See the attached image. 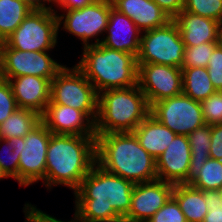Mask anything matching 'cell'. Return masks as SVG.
Returning <instances> with one entry per match:
<instances>
[{
    "mask_svg": "<svg viewBox=\"0 0 222 222\" xmlns=\"http://www.w3.org/2000/svg\"><path fill=\"white\" fill-rule=\"evenodd\" d=\"M134 185L95 164L73 193L74 214L83 222H123Z\"/></svg>",
    "mask_w": 222,
    "mask_h": 222,
    "instance_id": "6da1fadb",
    "label": "cell"
},
{
    "mask_svg": "<svg viewBox=\"0 0 222 222\" xmlns=\"http://www.w3.org/2000/svg\"><path fill=\"white\" fill-rule=\"evenodd\" d=\"M46 155L47 190L62 185L74 193L96 164V136L51 133Z\"/></svg>",
    "mask_w": 222,
    "mask_h": 222,
    "instance_id": "7a4b0ae2",
    "label": "cell"
},
{
    "mask_svg": "<svg viewBox=\"0 0 222 222\" xmlns=\"http://www.w3.org/2000/svg\"><path fill=\"white\" fill-rule=\"evenodd\" d=\"M96 164L134 184L157 179L156 159L133 132L96 134Z\"/></svg>",
    "mask_w": 222,
    "mask_h": 222,
    "instance_id": "3957f363",
    "label": "cell"
},
{
    "mask_svg": "<svg viewBox=\"0 0 222 222\" xmlns=\"http://www.w3.org/2000/svg\"><path fill=\"white\" fill-rule=\"evenodd\" d=\"M81 60L75 64L98 92L138 84L137 58L130 53L101 45L82 47Z\"/></svg>",
    "mask_w": 222,
    "mask_h": 222,
    "instance_id": "277c9868",
    "label": "cell"
},
{
    "mask_svg": "<svg viewBox=\"0 0 222 222\" xmlns=\"http://www.w3.org/2000/svg\"><path fill=\"white\" fill-rule=\"evenodd\" d=\"M150 114V106L139 85L99 93L96 134L133 132Z\"/></svg>",
    "mask_w": 222,
    "mask_h": 222,
    "instance_id": "5b68a950",
    "label": "cell"
},
{
    "mask_svg": "<svg viewBox=\"0 0 222 222\" xmlns=\"http://www.w3.org/2000/svg\"><path fill=\"white\" fill-rule=\"evenodd\" d=\"M99 94L76 66L64 65L51 81L50 102L84 112L94 123L98 116Z\"/></svg>",
    "mask_w": 222,
    "mask_h": 222,
    "instance_id": "8992f818",
    "label": "cell"
},
{
    "mask_svg": "<svg viewBox=\"0 0 222 222\" xmlns=\"http://www.w3.org/2000/svg\"><path fill=\"white\" fill-rule=\"evenodd\" d=\"M58 16L51 8H35L3 42L21 51H52L58 43Z\"/></svg>",
    "mask_w": 222,
    "mask_h": 222,
    "instance_id": "52a82bcc",
    "label": "cell"
},
{
    "mask_svg": "<svg viewBox=\"0 0 222 222\" xmlns=\"http://www.w3.org/2000/svg\"><path fill=\"white\" fill-rule=\"evenodd\" d=\"M51 132L41 122L25 137L7 139L20 154L18 166V185L27 187L42 181L45 186L46 153Z\"/></svg>",
    "mask_w": 222,
    "mask_h": 222,
    "instance_id": "ba28073f",
    "label": "cell"
},
{
    "mask_svg": "<svg viewBox=\"0 0 222 222\" xmlns=\"http://www.w3.org/2000/svg\"><path fill=\"white\" fill-rule=\"evenodd\" d=\"M185 45L177 23L171 19L164 26L142 32L137 63L182 67Z\"/></svg>",
    "mask_w": 222,
    "mask_h": 222,
    "instance_id": "9c48e42d",
    "label": "cell"
},
{
    "mask_svg": "<svg viewBox=\"0 0 222 222\" xmlns=\"http://www.w3.org/2000/svg\"><path fill=\"white\" fill-rule=\"evenodd\" d=\"M112 7L111 0H96L80 9L62 10V14L54 11L58 16V28L77 37L85 47L101 43L99 36L104 37ZM93 38L95 42H92Z\"/></svg>",
    "mask_w": 222,
    "mask_h": 222,
    "instance_id": "30bf717a",
    "label": "cell"
},
{
    "mask_svg": "<svg viewBox=\"0 0 222 222\" xmlns=\"http://www.w3.org/2000/svg\"><path fill=\"white\" fill-rule=\"evenodd\" d=\"M48 52L21 51L0 42V77L9 80L34 75L52 80L64 64H59Z\"/></svg>",
    "mask_w": 222,
    "mask_h": 222,
    "instance_id": "8fae6325",
    "label": "cell"
},
{
    "mask_svg": "<svg viewBox=\"0 0 222 222\" xmlns=\"http://www.w3.org/2000/svg\"><path fill=\"white\" fill-rule=\"evenodd\" d=\"M150 115L178 135H188L205 125L202 106L183 93L153 103Z\"/></svg>",
    "mask_w": 222,
    "mask_h": 222,
    "instance_id": "7c38bea8",
    "label": "cell"
},
{
    "mask_svg": "<svg viewBox=\"0 0 222 222\" xmlns=\"http://www.w3.org/2000/svg\"><path fill=\"white\" fill-rule=\"evenodd\" d=\"M138 64V85L149 106L182 94V70L153 63Z\"/></svg>",
    "mask_w": 222,
    "mask_h": 222,
    "instance_id": "4fadbf2b",
    "label": "cell"
},
{
    "mask_svg": "<svg viewBox=\"0 0 222 222\" xmlns=\"http://www.w3.org/2000/svg\"><path fill=\"white\" fill-rule=\"evenodd\" d=\"M173 188V184L159 179L136 183L131 206L123 222H147L170 199Z\"/></svg>",
    "mask_w": 222,
    "mask_h": 222,
    "instance_id": "5bb4252c",
    "label": "cell"
},
{
    "mask_svg": "<svg viewBox=\"0 0 222 222\" xmlns=\"http://www.w3.org/2000/svg\"><path fill=\"white\" fill-rule=\"evenodd\" d=\"M190 161L188 137L176 134L166 150L156 159L157 179L173 185L187 184Z\"/></svg>",
    "mask_w": 222,
    "mask_h": 222,
    "instance_id": "9a60e30c",
    "label": "cell"
},
{
    "mask_svg": "<svg viewBox=\"0 0 222 222\" xmlns=\"http://www.w3.org/2000/svg\"><path fill=\"white\" fill-rule=\"evenodd\" d=\"M41 122L53 134L96 136L95 123L81 110L66 105L47 104Z\"/></svg>",
    "mask_w": 222,
    "mask_h": 222,
    "instance_id": "2e32d148",
    "label": "cell"
},
{
    "mask_svg": "<svg viewBox=\"0 0 222 222\" xmlns=\"http://www.w3.org/2000/svg\"><path fill=\"white\" fill-rule=\"evenodd\" d=\"M105 33L101 45L137 57L142 32L132 19L112 7Z\"/></svg>",
    "mask_w": 222,
    "mask_h": 222,
    "instance_id": "e0dca14e",
    "label": "cell"
},
{
    "mask_svg": "<svg viewBox=\"0 0 222 222\" xmlns=\"http://www.w3.org/2000/svg\"><path fill=\"white\" fill-rule=\"evenodd\" d=\"M18 108L30 109L42 115L50 102L51 81L34 75L10 78Z\"/></svg>",
    "mask_w": 222,
    "mask_h": 222,
    "instance_id": "ac0fdd59",
    "label": "cell"
},
{
    "mask_svg": "<svg viewBox=\"0 0 222 222\" xmlns=\"http://www.w3.org/2000/svg\"><path fill=\"white\" fill-rule=\"evenodd\" d=\"M185 46L218 42L221 23L182 10L175 18Z\"/></svg>",
    "mask_w": 222,
    "mask_h": 222,
    "instance_id": "d6986e66",
    "label": "cell"
},
{
    "mask_svg": "<svg viewBox=\"0 0 222 222\" xmlns=\"http://www.w3.org/2000/svg\"><path fill=\"white\" fill-rule=\"evenodd\" d=\"M113 8L126 15L141 32L164 26L171 18L153 0H111Z\"/></svg>",
    "mask_w": 222,
    "mask_h": 222,
    "instance_id": "ffe728a7",
    "label": "cell"
},
{
    "mask_svg": "<svg viewBox=\"0 0 222 222\" xmlns=\"http://www.w3.org/2000/svg\"><path fill=\"white\" fill-rule=\"evenodd\" d=\"M139 144L155 159L168 147L176 134L148 115L133 131Z\"/></svg>",
    "mask_w": 222,
    "mask_h": 222,
    "instance_id": "44dd1931",
    "label": "cell"
},
{
    "mask_svg": "<svg viewBox=\"0 0 222 222\" xmlns=\"http://www.w3.org/2000/svg\"><path fill=\"white\" fill-rule=\"evenodd\" d=\"M172 196L178 202L187 222H203L208 213L202 190L189 184L174 185Z\"/></svg>",
    "mask_w": 222,
    "mask_h": 222,
    "instance_id": "7402d4cb",
    "label": "cell"
},
{
    "mask_svg": "<svg viewBox=\"0 0 222 222\" xmlns=\"http://www.w3.org/2000/svg\"><path fill=\"white\" fill-rule=\"evenodd\" d=\"M191 148V161L187 175L190 184L200 173L204 163L210 158L211 125L205 124L187 135Z\"/></svg>",
    "mask_w": 222,
    "mask_h": 222,
    "instance_id": "603a6c76",
    "label": "cell"
},
{
    "mask_svg": "<svg viewBox=\"0 0 222 222\" xmlns=\"http://www.w3.org/2000/svg\"><path fill=\"white\" fill-rule=\"evenodd\" d=\"M181 70L182 93L184 95L201 103L216 91L210 80L207 68L192 67L181 68Z\"/></svg>",
    "mask_w": 222,
    "mask_h": 222,
    "instance_id": "cb8c5ba5",
    "label": "cell"
},
{
    "mask_svg": "<svg viewBox=\"0 0 222 222\" xmlns=\"http://www.w3.org/2000/svg\"><path fill=\"white\" fill-rule=\"evenodd\" d=\"M34 9L24 0H0V42H4Z\"/></svg>",
    "mask_w": 222,
    "mask_h": 222,
    "instance_id": "d4e9b609",
    "label": "cell"
},
{
    "mask_svg": "<svg viewBox=\"0 0 222 222\" xmlns=\"http://www.w3.org/2000/svg\"><path fill=\"white\" fill-rule=\"evenodd\" d=\"M41 123V115L33 110L18 108L0 124V139L25 137Z\"/></svg>",
    "mask_w": 222,
    "mask_h": 222,
    "instance_id": "484cf974",
    "label": "cell"
},
{
    "mask_svg": "<svg viewBox=\"0 0 222 222\" xmlns=\"http://www.w3.org/2000/svg\"><path fill=\"white\" fill-rule=\"evenodd\" d=\"M189 185L202 191L220 190L222 188V160L209 158Z\"/></svg>",
    "mask_w": 222,
    "mask_h": 222,
    "instance_id": "4316f807",
    "label": "cell"
},
{
    "mask_svg": "<svg viewBox=\"0 0 222 222\" xmlns=\"http://www.w3.org/2000/svg\"><path fill=\"white\" fill-rule=\"evenodd\" d=\"M218 45V42H211L202 43L197 46H185L181 68H207L209 58Z\"/></svg>",
    "mask_w": 222,
    "mask_h": 222,
    "instance_id": "83f0119b",
    "label": "cell"
},
{
    "mask_svg": "<svg viewBox=\"0 0 222 222\" xmlns=\"http://www.w3.org/2000/svg\"><path fill=\"white\" fill-rule=\"evenodd\" d=\"M183 10L222 24V0H185Z\"/></svg>",
    "mask_w": 222,
    "mask_h": 222,
    "instance_id": "f1b7e54d",
    "label": "cell"
},
{
    "mask_svg": "<svg viewBox=\"0 0 222 222\" xmlns=\"http://www.w3.org/2000/svg\"><path fill=\"white\" fill-rule=\"evenodd\" d=\"M205 124H222V91L216 90L201 102Z\"/></svg>",
    "mask_w": 222,
    "mask_h": 222,
    "instance_id": "f546056e",
    "label": "cell"
},
{
    "mask_svg": "<svg viewBox=\"0 0 222 222\" xmlns=\"http://www.w3.org/2000/svg\"><path fill=\"white\" fill-rule=\"evenodd\" d=\"M0 145V166L9 178H13L18 182V166L20 154L15 153L13 151L14 148L12 145H10L9 142L5 139H0Z\"/></svg>",
    "mask_w": 222,
    "mask_h": 222,
    "instance_id": "4dcf8cb0",
    "label": "cell"
},
{
    "mask_svg": "<svg viewBox=\"0 0 222 222\" xmlns=\"http://www.w3.org/2000/svg\"><path fill=\"white\" fill-rule=\"evenodd\" d=\"M147 222H187L176 199H170Z\"/></svg>",
    "mask_w": 222,
    "mask_h": 222,
    "instance_id": "1f68e13d",
    "label": "cell"
},
{
    "mask_svg": "<svg viewBox=\"0 0 222 222\" xmlns=\"http://www.w3.org/2000/svg\"><path fill=\"white\" fill-rule=\"evenodd\" d=\"M16 109V99L8 80L0 77V124L4 122Z\"/></svg>",
    "mask_w": 222,
    "mask_h": 222,
    "instance_id": "d6a6232c",
    "label": "cell"
},
{
    "mask_svg": "<svg viewBox=\"0 0 222 222\" xmlns=\"http://www.w3.org/2000/svg\"><path fill=\"white\" fill-rule=\"evenodd\" d=\"M204 200L208 213L203 222H222V199L219 190H204Z\"/></svg>",
    "mask_w": 222,
    "mask_h": 222,
    "instance_id": "836d02e7",
    "label": "cell"
},
{
    "mask_svg": "<svg viewBox=\"0 0 222 222\" xmlns=\"http://www.w3.org/2000/svg\"><path fill=\"white\" fill-rule=\"evenodd\" d=\"M207 70L213 87L222 91V48L218 45L209 58Z\"/></svg>",
    "mask_w": 222,
    "mask_h": 222,
    "instance_id": "e575fe53",
    "label": "cell"
},
{
    "mask_svg": "<svg viewBox=\"0 0 222 222\" xmlns=\"http://www.w3.org/2000/svg\"><path fill=\"white\" fill-rule=\"evenodd\" d=\"M22 212L25 213L24 217L27 218L30 222H83L75 214H73V219L70 221L57 219L56 217L47 214L40 209H37L35 205L31 203L29 204V202L24 204Z\"/></svg>",
    "mask_w": 222,
    "mask_h": 222,
    "instance_id": "d590c367",
    "label": "cell"
},
{
    "mask_svg": "<svg viewBox=\"0 0 222 222\" xmlns=\"http://www.w3.org/2000/svg\"><path fill=\"white\" fill-rule=\"evenodd\" d=\"M210 158L222 160V124L211 125Z\"/></svg>",
    "mask_w": 222,
    "mask_h": 222,
    "instance_id": "8d00e7d4",
    "label": "cell"
},
{
    "mask_svg": "<svg viewBox=\"0 0 222 222\" xmlns=\"http://www.w3.org/2000/svg\"><path fill=\"white\" fill-rule=\"evenodd\" d=\"M164 13L174 19L184 8L185 0H153Z\"/></svg>",
    "mask_w": 222,
    "mask_h": 222,
    "instance_id": "74e56055",
    "label": "cell"
},
{
    "mask_svg": "<svg viewBox=\"0 0 222 222\" xmlns=\"http://www.w3.org/2000/svg\"><path fill=\"white\" fill-rule=\"evenodd\" d=\"M94 1L96 0H52L50 2L49 8H51L53 11L56 8L57 10H74L90 5ZM52 6H56L55 9Z\"/></svg>",
    "mask_w": 222,
    "mask_h": 222,
    "instance_id": "f35d334b",
    "label": "cell"
},
{
    "mask_svg": "<svg viewBox=\"0 0 222 222\" xmlns=\"http://www.w3.org/2000/svg\"><path fill=\"white\" fill-rule=\"evenodd\" d=\"M29 3L33 8H49V0H24ZM48 4V5H47Z\"/></svg>",
    "mask_w": 222,
    "mask_h": 222,
    "instance_id": "ab89813d",
    "label": "cell"
},
{
    "mask_svg": "<svg viewBox=\"0 0 222 222\" xmlns=\"http://www.w3.org/2000/svg\"><path fill=\"white\" fill-rule=\"evenodd\" d=\"M218 43L222 48V24H221L220 31H219Z\"/></svg>",
    "mask_w": 222,
    "mask_h": 222,
    "instance_id": "60d3db41",
    "label": "cell"
},
{
    "mask_svg": "<svg viewBox=\"0 0 222 222\" xmlns=\"http://www.w3.org/2000/svg\"><path fill=\"white\" fill-rule=\"evenodd\" d=\"M5 178H9L5 172L2 170L1 166H0V180H4Z\"/></svg>",
    "mask_w": 222,
    "mask_h": 222,
    "instance_id": "b9f144b4",
    "label": "cell"
},
{
    "mask_svg": "<svg viewBox=\"0 0 222 222\" xmlns=\"http://www.w3.org/2000/svg\"><path fill=\"white\" fill-rule=\"evenodd\" d=\"M219 191H220V195H221V199H222V188Z\"/></svg>",
    "mask_w": 222,
    "mask_h": 222,
    "instance_id": "7bdbcfd3",
    "label": "cell"
}]
</instances>
